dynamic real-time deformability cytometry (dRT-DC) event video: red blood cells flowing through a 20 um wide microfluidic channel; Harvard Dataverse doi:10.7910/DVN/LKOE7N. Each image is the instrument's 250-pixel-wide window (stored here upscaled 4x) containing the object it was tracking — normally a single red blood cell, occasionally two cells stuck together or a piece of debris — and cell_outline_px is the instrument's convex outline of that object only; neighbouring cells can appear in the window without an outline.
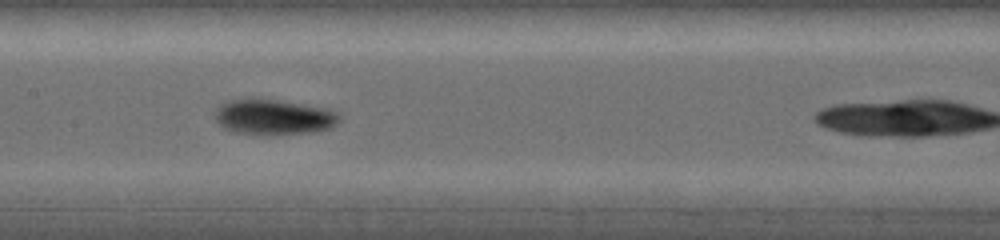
{"species": "common noctule bat (a hibernating species)", "species_latin": "Nyctalus noctula", "temperature_condition": "warm", "stored_images_in_passage": 9, "segment_of_instrument_passage": [1, 2], "camera_frame_rate_fps": 5000, "um_per_image_px": 0.085, "animal": {"sex": "female", "body_mass_g": 19.0, "forearm_length_mm": 53.3}, "frame": {"image": 1, "passage_image": 4, "time_ms": 3.0, "image_size_px": [1000, 240], "cell_outline_px": [[340, 120], [336, 124], [328, 128], [312, 132], [232, 132], [224, 128], [216, 120], [216, 108], [220, 104], [228, 100], [252, 96], [328, 108], [336, 112], [340, 116]], "centroid_in_image_um": [23.23, 9.87], "position_along_channel_um": 184.2, "area_um2": 25.2}}
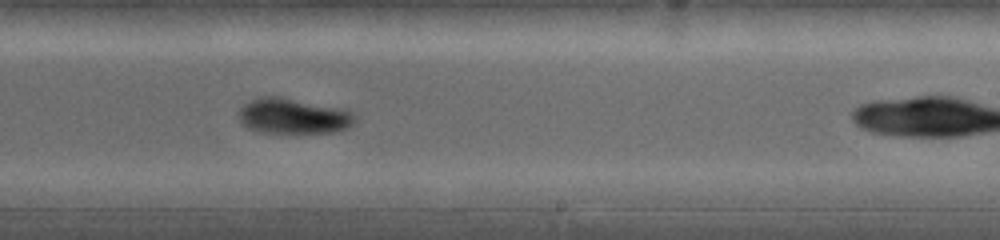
{"frame": {"image": 2, "passage_image": 6, "time_ms": 5.0, "image_size_px": [1000, 240], "cell_outline_px": [[356, 116], [352, 124], [348, 128], [336, 132], [260, 132], [248, 128], [240, 124], [236, 112], [244, 104], [252, 100], [264, 96], [280, 96], [344, 108], [352, 112]], "centroid_in_image_um": [24.91, 9.85], "position_along_channel_um": 264.1, "area_um2": 24.28}}
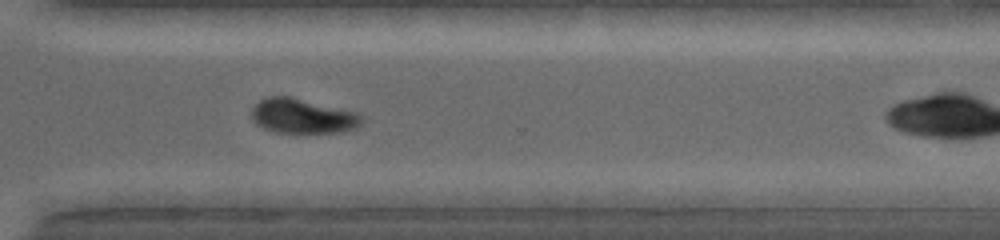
{"frame": {"image": 3, "passage_image": 8, "time_ms": 7.0, "image_size_px": [1000, 240], "cell_outline_px": [[364, 120], [356, 128], [340, 132], [276, 132], [264, 128], [256, 124], [252, 120], [252, 108], [260, 100], [268, 96], [292, 96], [356, 112]], "centroid_in_image_um": [25.7, 9.85], "position_along_channel_um": 344.9, "area_um2": 22.2}}